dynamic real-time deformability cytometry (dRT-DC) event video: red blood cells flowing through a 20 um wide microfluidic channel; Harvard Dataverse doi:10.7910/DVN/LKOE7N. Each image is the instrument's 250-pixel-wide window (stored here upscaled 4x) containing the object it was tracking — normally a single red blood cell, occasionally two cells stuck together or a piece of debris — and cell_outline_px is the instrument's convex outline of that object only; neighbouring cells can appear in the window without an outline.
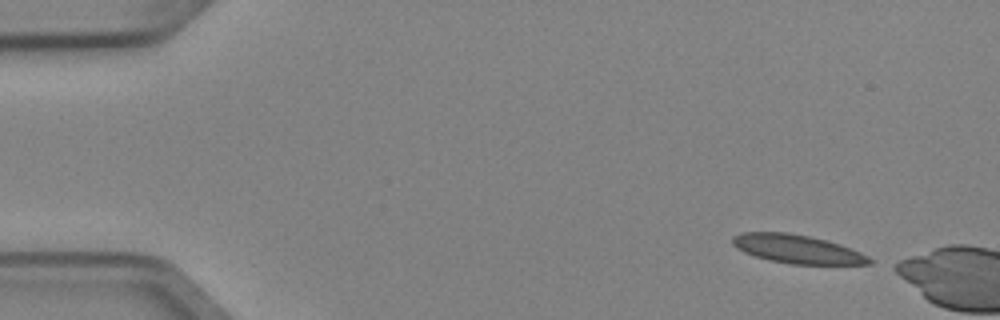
{"species": "Egyptian fruit bat (a non-hibernating species)", "species_latin": "Rousettus aegyptiacus", "temperature_condition": "cold", "stored_images_in_passage": 4, "camera_frame_rate_fps": 3000, "um_per_image_px": 0.085, "animal": {"sex": "female"}, "frame": {"image": 1, "passage_image": 1, "time_ms": 0.0, "image_size_px": [1000, 320], "cell_outline_px": [[872, 264], [792, 264], [768, 260], [744, 252], [736, 248], [732, 244], [732, 236], [740, 232], [788, 232], [828, 240], [840, 244], [860, 252], [868, 256], [872, 260]], "centroid_in_image_um": [67.74, 21.16], "position_along_channel_um": 17.3, "area_um2": 22.83}}